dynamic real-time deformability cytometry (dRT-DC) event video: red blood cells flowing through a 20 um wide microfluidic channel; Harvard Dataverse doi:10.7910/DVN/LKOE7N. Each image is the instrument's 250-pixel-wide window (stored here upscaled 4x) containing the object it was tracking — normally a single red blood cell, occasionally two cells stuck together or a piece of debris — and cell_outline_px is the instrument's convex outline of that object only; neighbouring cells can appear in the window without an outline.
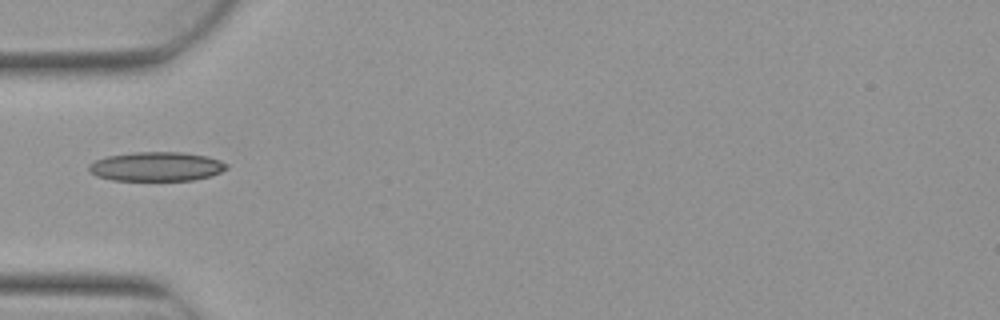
{"species": "Egyptian fruit bat (a non-hibernating species)", "species_latin": "Rousettus aegyptiacus", "temperature_condition": "warm", "stored_images_in_passage": 1, "camera_frame_rate_fps": 3000, "um_per_image_px": 0.085, "animal": {"sex": "female"}, "frame": {"image": 1, "passage_image": 1, "time_ms": 0.0, "image_size_px": [1000, 320], "cell_outline_px": [[228, 168], [220, 172], [208, 176], [192, 180], [112, 180], [96, 176], [88, 168], [88, 164], [96, 160], [108, 156], [132, 152], [180, 152], [208, 156], [220, 160], [228, 164]], "centroid_in_image_um": [13.3, 14.15], "position_along_channel_um": 71.7, "area_um2": 23.35}}